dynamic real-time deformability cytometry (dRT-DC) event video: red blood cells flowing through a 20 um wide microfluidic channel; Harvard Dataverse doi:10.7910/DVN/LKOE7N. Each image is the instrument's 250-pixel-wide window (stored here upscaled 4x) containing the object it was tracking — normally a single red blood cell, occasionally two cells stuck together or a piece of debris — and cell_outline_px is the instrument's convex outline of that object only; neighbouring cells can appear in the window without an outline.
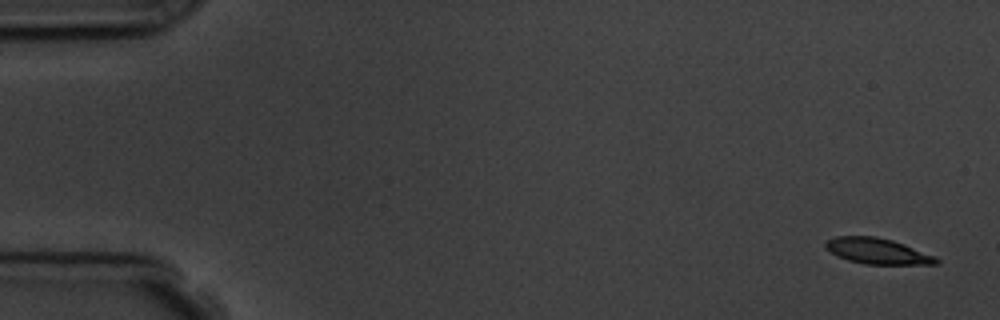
{"species": "common noctule bat (a hibernating species)", "species_latin": "Nyctalus noctula", "temperature_condition": "room temperature", "stored_images_in_passage": 5, "camera_frame_rate_fps": 3000, "um_per_image_px": 0.085, "animal": {"sex": "male", "body_mass_g": 19.5, "forearm_length_mm": 54.6}, "frame": {"image": 1, "passage_image": 1, "time_ms": 0.0, "image_size_px": [1000, 320], "cell_outline_px": [[940, 264], [864, 264], [848, 260], [836, 256], [824, 248], [824, 244], [828, 240], [836, 236], [876, 236], [892, 240], [904, 244], [936, 256], [940, 260]], "centroid_in_image_um": [74.58, 21.34], "position_along_channel_um": 10.4, "area_um2": 16.76}}
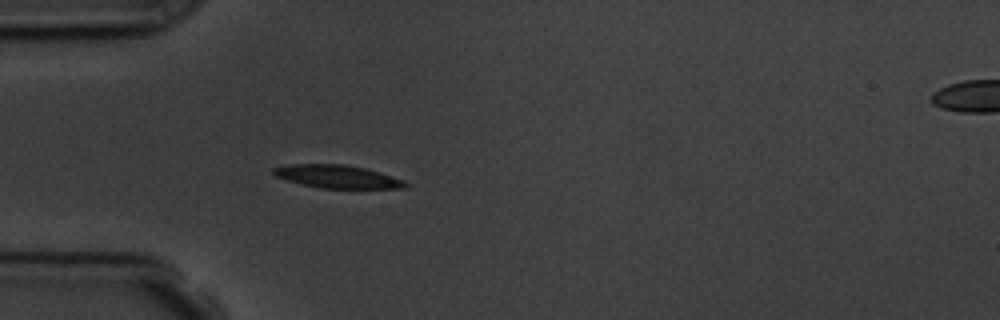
{"frame": {"image": 2, "passage_image": 5, "time_ms": 4.667, "image_size_px": [1000, 320], "cell_outline_px": [[408, 188], [320, 188], [300, 184], [276, 176], [272, 172], [272, 168], [288, 164], [344, 164], [364, 168], [404, 180], [408, 184]], "centroid_in_image_um": [28.65, 15.01], "position_along_channel_um": 56.4, "area_um2": 17.57}}